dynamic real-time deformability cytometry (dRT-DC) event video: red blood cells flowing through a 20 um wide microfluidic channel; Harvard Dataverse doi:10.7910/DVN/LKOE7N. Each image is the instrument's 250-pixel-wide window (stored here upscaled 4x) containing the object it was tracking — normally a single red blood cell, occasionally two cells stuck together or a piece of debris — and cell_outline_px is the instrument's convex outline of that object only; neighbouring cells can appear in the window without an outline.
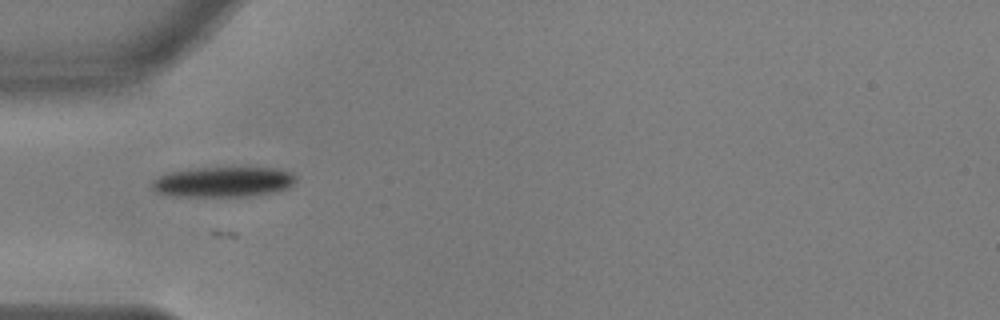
{"species": "common noctule bat (a hibernating species)", "species_latin": "Nyctalus noctula", "temperature_condition": "warm", "stored_images_in_passage": 15, "camera_frame_rate_fps": 3000, "um_per_image_px": 0.085, "animal": {"sex": "male", "body_mass_g": 17.9, "forearm_length_mm": 54.2}, "frame": {"image": 1, "passage_image": 4, "time_ms": 1.0, "image_size_px": [1000, 320], "cell_outline_px": [[296, 180], [288, 188], [276, 192], [248, 196], [180, 196], [160, 192], [152, 188], [152, 180], [168, 172], [192, 168], [276, 168], [292, 172], [296, 176]], "centroid_in_image_um": [19.02, 15.45], "position_along_channel_um": 66.0, "area_um2": 25.2}}
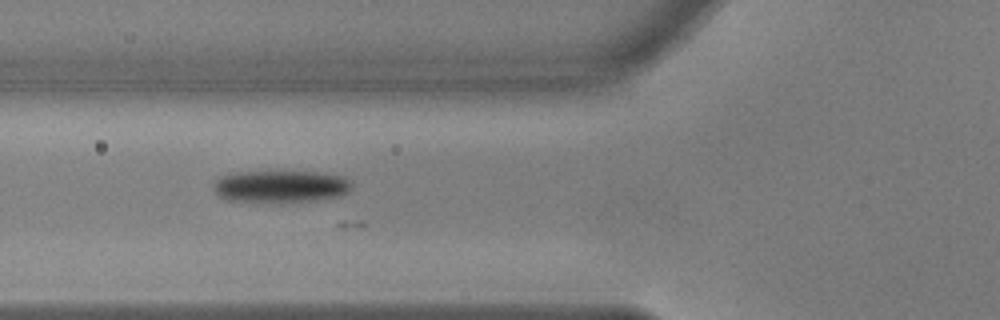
{"frame": {"image": 2, "passage_image": 7, "time_ms": 2.0, "image_size_px": [1000, 320], "cell_outline_px": [[352, 188], [348, 192], [340, 196], [312, 200], [228, 200], [220, 196], [212, 188], [212, 184], [220, 176], [240, 172], [316, 172], [344, 176], [352, 184]], "centroid_in_image_um": [23.87, 15.81], "position_along_channel_um": 101.9, "area_um2": 25.09}}